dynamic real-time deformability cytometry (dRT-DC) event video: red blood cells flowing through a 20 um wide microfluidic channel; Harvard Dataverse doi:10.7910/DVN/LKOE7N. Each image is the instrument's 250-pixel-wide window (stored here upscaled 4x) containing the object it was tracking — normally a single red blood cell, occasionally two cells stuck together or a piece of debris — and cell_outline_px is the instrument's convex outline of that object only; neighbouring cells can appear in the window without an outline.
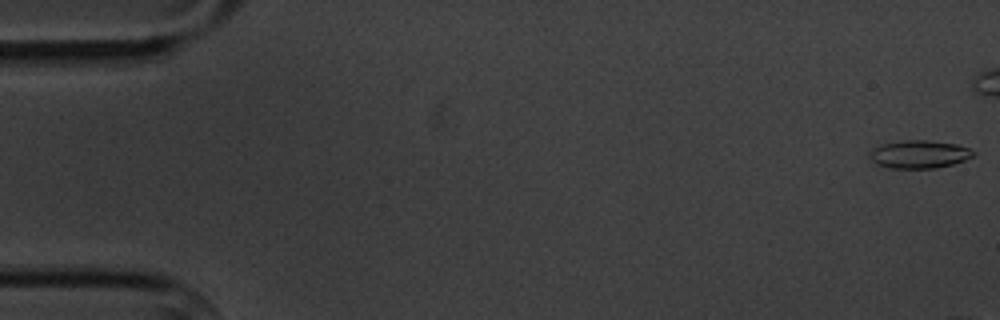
{"species": "common noctule bat (a hibernating species)", "species_latin": "Nyctalus noctula", "temperature_condition": "cold", "stored_images_in_passage": 4, "camera_frame_rate_fps": 3000, "um_per_image_px": 0.085, "animal": {"sex": "male", "body_mass_g": 20.1, "forearm_length_mm": 53.5}, "frame": {"image": 1, "passage_image": 1, "time_ms": 0.0, "image_size_px": [1000, 320], "cell_outline_px": [[976, 156], [952, 164], [936, 168], [892, 168], [876, 164], [868, 156], [868, 152], [872, 148], [884, 144], [904, 140], [928, 140], [956, 144], [968, 148], [976, 152]], "centroid_in_image_um": [78.14, 13.11], "position_along_channel_um": 6.9, "area_um2": 16.94}}